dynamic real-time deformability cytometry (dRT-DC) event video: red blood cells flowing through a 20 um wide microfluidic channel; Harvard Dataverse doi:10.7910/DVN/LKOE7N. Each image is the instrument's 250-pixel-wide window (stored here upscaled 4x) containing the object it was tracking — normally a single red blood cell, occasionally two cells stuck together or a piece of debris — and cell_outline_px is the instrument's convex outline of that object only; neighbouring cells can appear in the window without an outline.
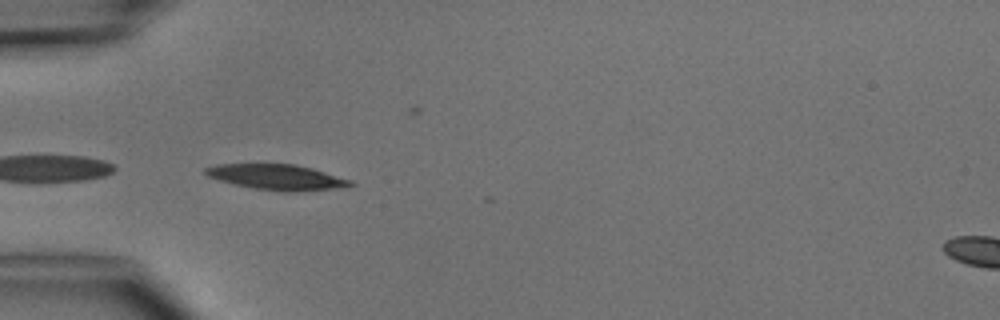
{"species": "common noctule bat (a hibernating species)", "species_latin": "Nyctalus noctula", "temperature_condition": "cold", "stored_images_in_passage": 5, "camera_frame_rate_fps": 3000, "um_per_image_px": 0.085, "animal": {"sex": "male", "body_mass_g": 15.6}, "frame": {"image": 1, "passage_image": 4, "time_ms": 4.667, "image_size_px": [1000, 320], "cell_outline_px": [[356, 184], [344, 188], [296, 192], [284, 192], [252, 188], [220, 180], [208, 176], [204, 172], [204, 168], [216, 164], [296, 164], [312, 168], [352, 180]], "centroid_in_image_um": [23.6, 15.06], "position_along_channel_um": 61.4, "area_um2": 21.68}}